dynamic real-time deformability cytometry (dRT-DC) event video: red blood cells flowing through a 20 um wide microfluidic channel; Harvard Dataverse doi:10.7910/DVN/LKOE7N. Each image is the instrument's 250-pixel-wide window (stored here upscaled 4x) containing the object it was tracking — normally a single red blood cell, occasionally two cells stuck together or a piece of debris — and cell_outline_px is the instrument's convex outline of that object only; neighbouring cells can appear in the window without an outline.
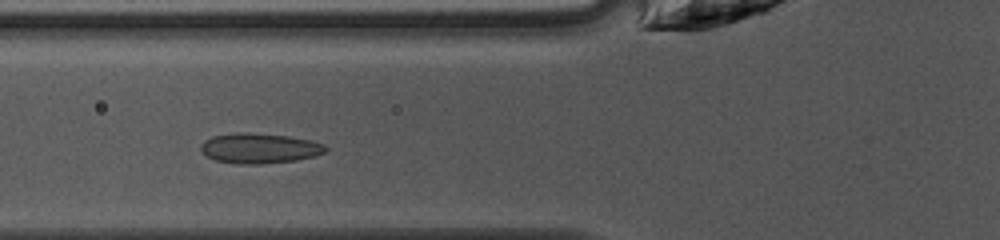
{"species": "common noctule bat (a hibernating species)", "species_latin": "Nyctalus noctula", "temperature_condition": "warm", "stored_images_in_passage": 27, "camera_frame_rate_fps": 3000, "um_per_image_px": 0.085, "animal": {"sex": "female", "body_mass_g": 10.0, "forearm_length_mm": 53.1}, "frame": {"image": 1, "passage_image": 4, "time_ms": 1.0, "image_size_px": [1000, 240], "cell_outline_px": [[328, 148], [324, 152], [316, 156], [296, 160], [260, 164], [236, 164], [216, 160], [208, 156], [200, 148], [200, 144], [204, 140], [212, 136], [236, 132], [248, 132], [288, 136], [312, 140], [324, 144]], "centroid_in_image_um": [22.06, 12.59], "position_along_channel_um": 103.7, "area_um2": 22.02}}
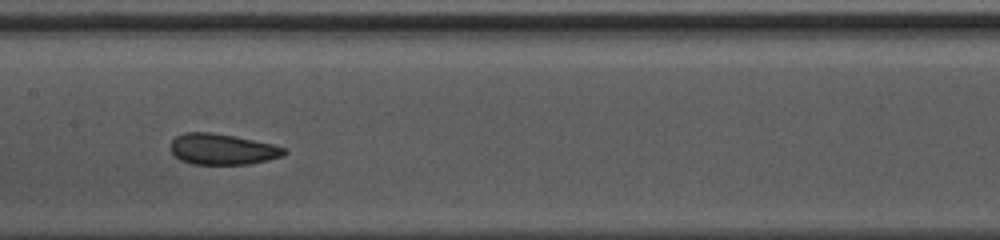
{"frame": {"image": 2, "passage_image": 10, "time_ms": 3.0, "image_size_px": [1000, 240], "cell_outline_px": [[288, 152], [280, 156], [268, 160], [248, 164], [192, 164], [180, 160], [172, 152], [172, 140], [176, 136], [184, 132], [212, 132], [236, 136], [272, 144], [284, 148]], "centroid_in_image_um": [18.89, 12.67], "position_along_channel_um": 188.5, "area_um2": 20.35}}
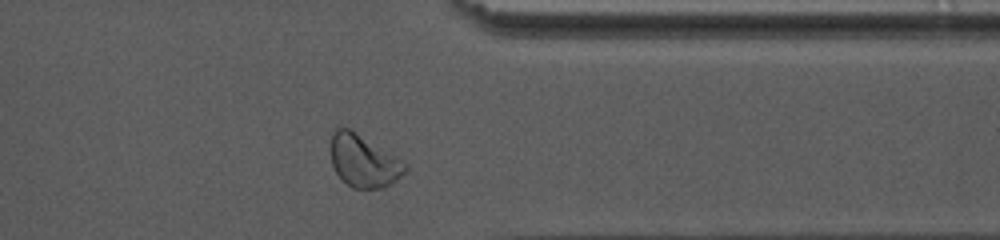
{"frame": {"image": 3, "passage_image": 24, "time_ms": 7.667, "image_size_px": [1000, 240], "cell_outline_px": [[408, 168], [396, 180], [384, 188], [352, 188], [336, 172], [332, 164], [332, 132], [336, 128], [348, 128], [404, 160], [408, 164]], "centroid_in_image_um": [30.95, 13.69], "position_along_channel_um": 380.5, "area_um2": 22.37}, "authors_computed_cell_mechanics": {"area_um2": 21.0392, "velocity_mm_per_s": 4.2015, "shape_relaxation_time_tau1_ms": 3.0824, "shape_relaxation_time_tau2_ms": 0.8905, "deformation_change_tau1": 0.0941, "deformation_change_tau2": 0.0619}}